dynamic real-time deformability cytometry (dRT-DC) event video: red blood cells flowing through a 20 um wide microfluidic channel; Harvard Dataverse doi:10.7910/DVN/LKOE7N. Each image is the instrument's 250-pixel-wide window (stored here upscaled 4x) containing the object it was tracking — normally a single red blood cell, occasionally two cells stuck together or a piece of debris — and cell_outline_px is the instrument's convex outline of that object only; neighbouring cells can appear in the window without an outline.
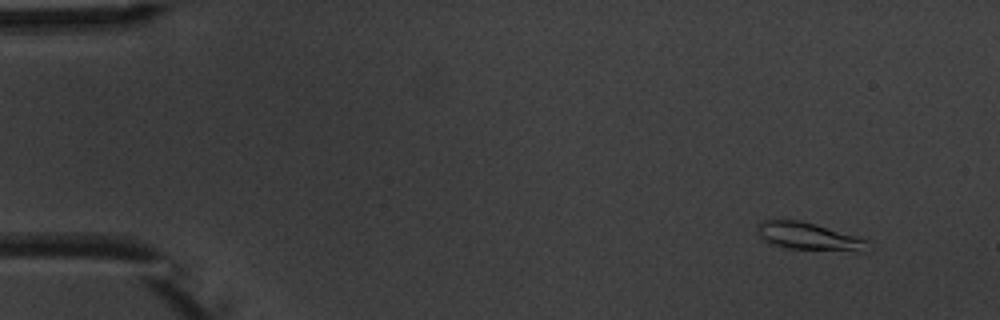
{"species": "common noctule bat (a hibernating species)", "species_latin": "Nyctalus noctula", "temperature_condition": "warm", "stored_images_in_passage": 6, "camera_frame_rate_fps": 3000, "um_per_image_px": 0.085, "animal": {"sex": "male", "body_mass_g": 20.1, "forearm_length_mm": 53.5}, "frame": {"image": 1, "passage_image": 2, "time_ms": 1.333, "image_size_px": [1000, 320], "cell_outline_px": [[868, 252], [856, 252], [788, 248], [768, 244], [760, 236], [756, 228], [756, 224], [764, 220], [800, 220], [816, 224], [856, 236], [868, 240]], "centroid_in_image_um": [68.75, 20.11], "position_along_channel_um": 16.2, "area_um2": 17.98}}